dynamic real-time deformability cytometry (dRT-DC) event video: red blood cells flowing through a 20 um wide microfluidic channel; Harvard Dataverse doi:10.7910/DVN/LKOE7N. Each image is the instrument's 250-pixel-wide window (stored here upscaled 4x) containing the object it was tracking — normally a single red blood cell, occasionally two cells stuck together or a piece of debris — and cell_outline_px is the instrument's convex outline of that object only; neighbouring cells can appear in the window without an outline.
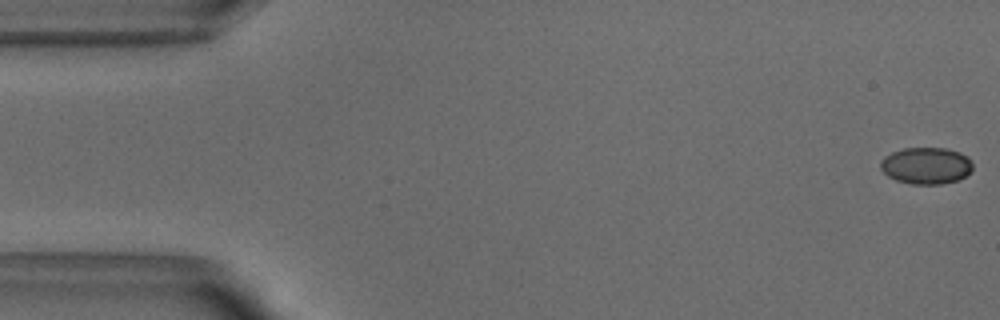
{"species": "common noctule bat (a hibernating species)", "species_latin": "Nyctalus noctula", "temperature_condition": "warm", "stored_images_in_passage": 52, "camera_frame_rate_fps": 3000, "um_per_image_px": 0.085, "animal": {"sex": "male", "body_mass_g": 18.8}, "frame": {"image": 1, "passage_image": 1, "time_ms": 0.0, "image_size_px": [1000, 320], "cell_outline_px": [[972, 172], [960, 180], [940, 184], [912, 184], [896, 180], [888, 176], [880, 168], [880, 160], [884, 156], [892, 152], [904, 148], [944, 148], [960, 152], [968, 156], [972, 164]], "centroid_in_image_um": [78.74, 14.08], "position_along_channel_um": 6.3, "area_um2": 19.94}}
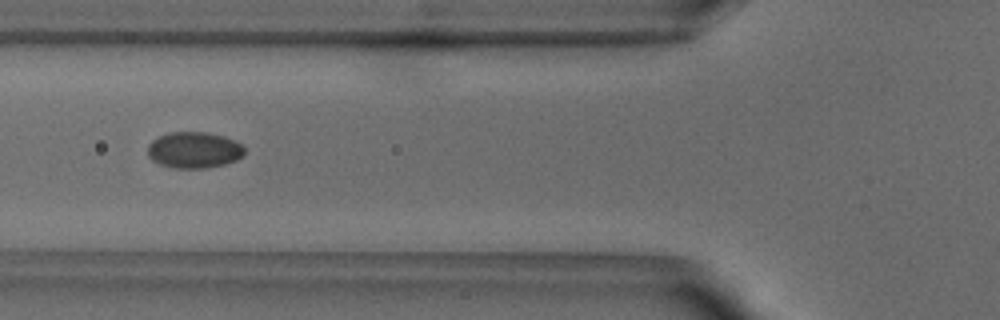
{"frame": {"image": 2, "passage_image": 19, "time_ms": 6.0, "image_size_px": [1000, 320], "cell_outline_px": [[244, 156], [236, 160], [224, 164], [204, 168], [176, 168], [160, 164], [152, 160], [148, 156], [148, 144], [152, 140], [168, 132], [208, 132], [224, 136], [240, 144], [244, 148]], "centroid_in_image_um": [16.48, 12.75], "position_along_channel_um": 109.3, "area_um2": 20.4}}
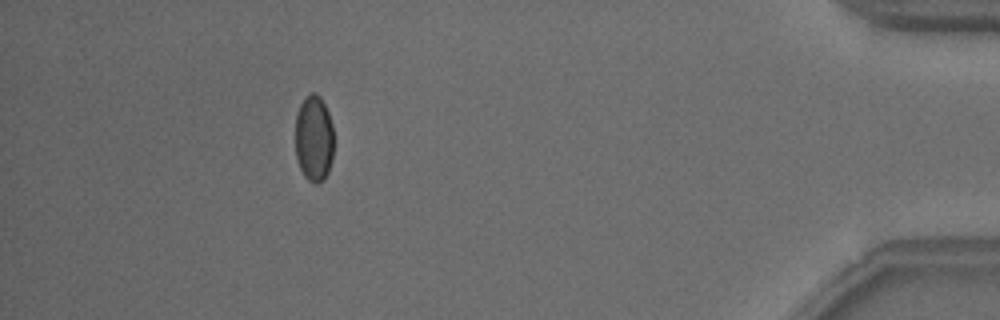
{"frame": {"image": 3, "passage_image": 47, "time_ms": 15.333, "image_size_px": [1000, 320], "cell_outline_px": [[332, 160], [328, 172], [324, 180], [316, 184], [308, 180], [304, 176], [300, 168], [296, 156], [296, 116], [300, 104], [312, 92], [316, 92], [320, 96], [328, 112], [332, 124]], "centroid_in_image_um": [26.68, 11.79], "position_along_channel_um": 408.5, "area_um2": 19.25}, "authors_computed_cell_mechanics": {"area_um2": 19.941, "velocity_mm_per_s": 3.8451, "shape_relaxation_time_tau1_ms": 7.1209, "shape_relaxation_time_tau2_ms": null, "deformation_change_tau1": 0.099, "deformation_change_tau2": null}}